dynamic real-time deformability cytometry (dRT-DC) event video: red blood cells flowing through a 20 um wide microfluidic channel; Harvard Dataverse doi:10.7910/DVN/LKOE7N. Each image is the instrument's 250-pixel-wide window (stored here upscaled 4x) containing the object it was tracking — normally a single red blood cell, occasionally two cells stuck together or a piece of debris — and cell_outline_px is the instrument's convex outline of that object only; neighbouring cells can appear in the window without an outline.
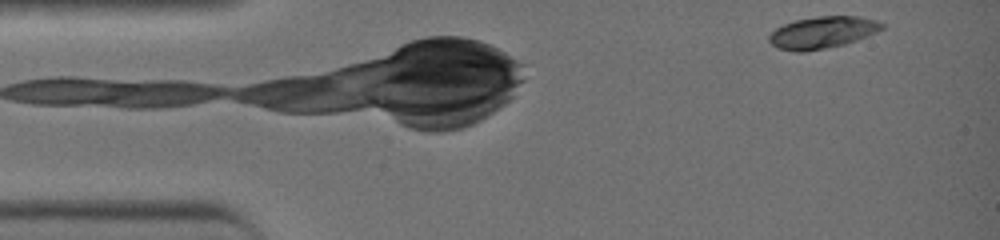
{"species": "common noctule bat (a hibernating species)", "species_latin": "Nyctalus noctula", "temperature_condition": "warm", "stored_images_in_passage": 5, "camera_frame_rate_fps": 3000, "um_per_image_px": 0.085, "animal": {"sex": "female", "body_mass_g": 19.0, "forearm_length_mm": 51.5}, "frame": {"image": 1, "passage_image": 5, "time_ms": 1.333, "image_size_px": [1000, 240], "cell_outline_px": [[884, 28], [876, 32], [856, 40], [844, 44], [804, 52], [796, 52], [776, 48], [768, 40], [768, 36], [776, 28], [784, 24], [796, 20], [816, 16], [860, 16], [876, 20], [884, 24]], "centroid_in_image_um": [69.89, 2.75], "position_along_channel_um": 15.1, "area_um2": 20.92}}